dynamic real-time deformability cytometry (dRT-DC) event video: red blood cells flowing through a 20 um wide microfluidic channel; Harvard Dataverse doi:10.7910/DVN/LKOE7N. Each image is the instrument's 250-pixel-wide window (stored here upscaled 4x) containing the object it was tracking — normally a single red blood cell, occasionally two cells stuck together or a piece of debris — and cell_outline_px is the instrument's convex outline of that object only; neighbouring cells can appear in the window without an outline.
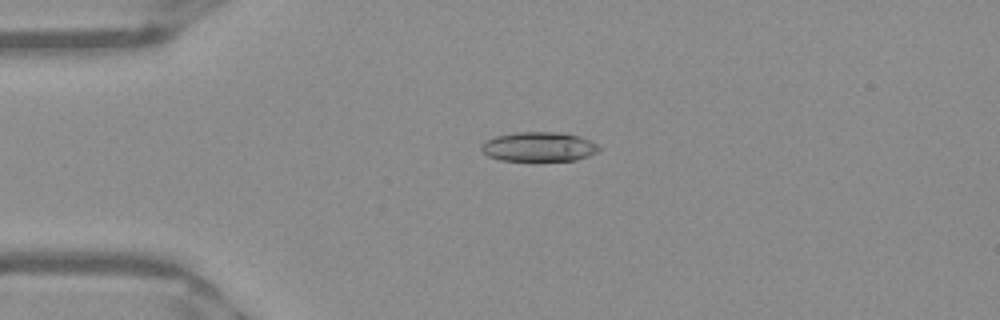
{"species": "Egyptian fruit bat (a non-hibernating species)", "species_latin": "Rousettus aegyptiacus", "temperature_condition": "warm", "stored_images_in_passage": 51, "camera_frame_rate_fps": 3000, "um_per_image_px": 0.085, "frame": {"image": 1, "passage_image": 12, "time_ms": 3.667, "image_size_px": [1000, 320], "cell_outline_px": [[600, 152], [576, 160], [500, 160], [488, 156], [480, 148], [480, 144], [496, 136], [516, 132], [560, 132], [580, 136], [596, 144], [600, 148]], "centroid_in_image_um": [45.81, 12.47], "position_along_channel_um": 39.2, "area_um2": 20.11}}
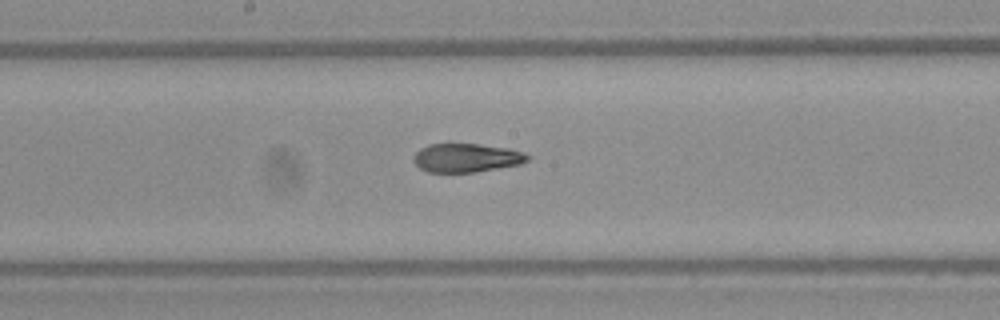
{"frame": {"image": 2, "passage_image": 27, "time_ms": 8.667, "image_size_px": [1000, 320], "cell_outline_px": [[532, 156], [528, 160], [520, 164], [476, 172], [428, 172], [420, 168], [412, 160], [412, 156], [420, 148], [428, 144], [480, 144], [508, 148], [524, 152]], "centroid_in_image_um": [39.65, 13.41], "position_along_channel_um": 208.6, "area_um2": 19.19}}
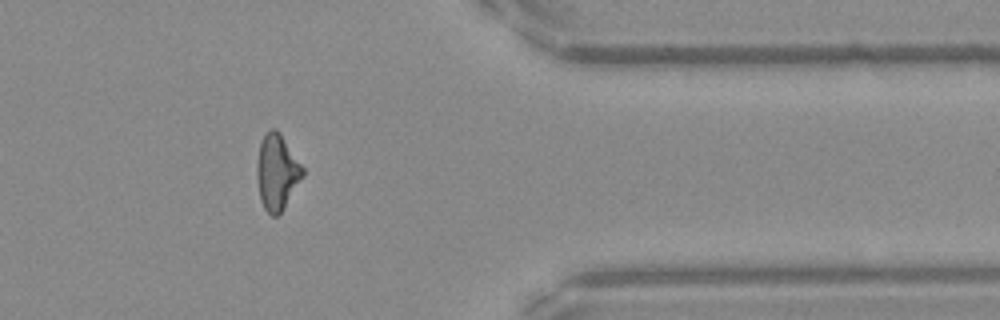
{"frame": {"image": 3, "passage_image": 42, "time_ms": 13.667, "image_size_px": [1000, 320], "cell_outline_px": [[304, 176], [284, 208], [276, 216], [272, 216], [264, 208], [260, 200], [256, 176], [256, 160], [260, 144], [264, 136], [272, 128], [276, 128], [280, 132], [304, 168]], "centroid_in_image_um": [23.54, 14.63], "position_along_channel_um": 387.9, "area_um2": 20.29}, "authors_computed_cell_mechanics": {"area_um2": 20.4034, "velocity_mm_per_s": 3.954, "shape_relaxation_time_tau1_ms": 6.7731, "shape_relaxation_time_tau2_ms": 1.6099, "deformation_change_tau1": 0.2297, "deformation_change_tau2": 0.0936}}